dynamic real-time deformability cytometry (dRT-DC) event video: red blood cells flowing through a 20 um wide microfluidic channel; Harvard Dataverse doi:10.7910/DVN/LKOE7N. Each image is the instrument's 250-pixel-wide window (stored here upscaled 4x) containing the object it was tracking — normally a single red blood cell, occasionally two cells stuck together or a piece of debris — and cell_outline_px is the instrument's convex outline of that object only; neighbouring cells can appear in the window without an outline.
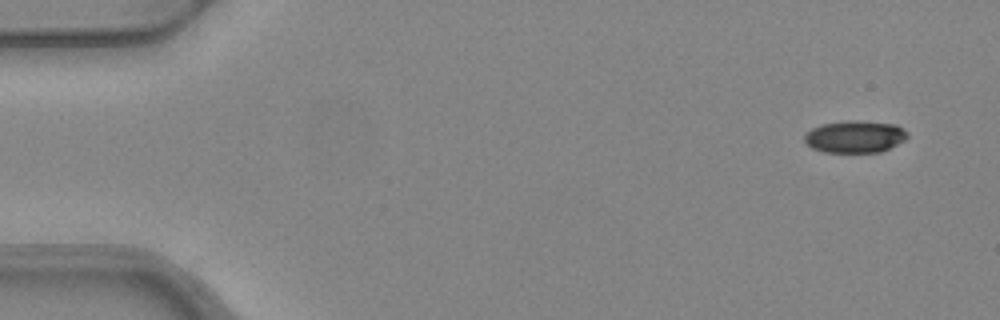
{"species": "common noctule bat (a hibernating species)", "species_latin": "Nyctalus noctula", "temperature_condition": "warm", "stored_images_in_passage": 4, "camera_frame_rate_fps": 3000, "um_per_image_px": 0.085, "animal": {"sex": "female", "body_mass_g": 24.6, "forearm_length_mm": 56.2}, "frame": {"image": 1, "passage_image": 1, "time_ms": 0.0, "image_size_px": [1000, 320], "cell_outline_px": [[908, 136], [904, 140], [880, 152], [824, 152], [812, 148], [804, 140], [804, 136], [812, 128], [820, 124], [848, 120], [856, 120], [896, 124], [908, 132]], "centroid_in_image_um": [72.66, 11.6], "position_along_channel_um": 12.3, "area_um2": 19.25}}
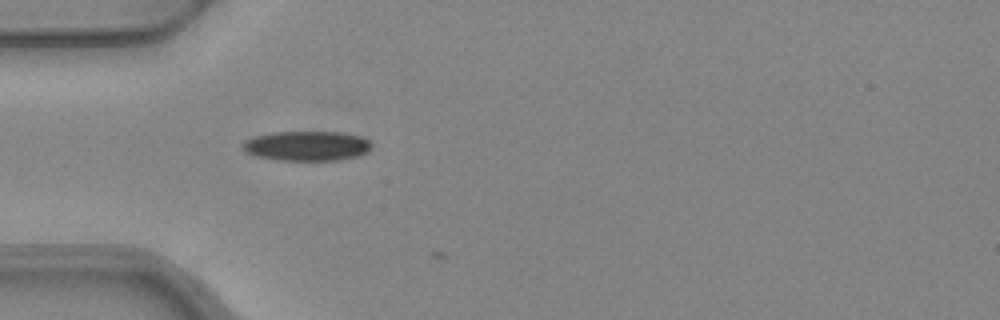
{"frame": {"image": 2, "passage_image": 4, "time_ms": 1.0, "image_size_px": [1000, 320], "cell_outline_px": [[372, 144], [368, 152], [360, 156], [336, 160], [276, 160], [256, 156], [244, 152], [240, 148], [240, 144], [244, 140], [256, 136], [272, 132], [340, 132], [360, 136], [368, 140]], "centroid_in_image_um": [26.04, 12.4], "position_along_channel_um": 59.0, "area_um2": 22.6}}